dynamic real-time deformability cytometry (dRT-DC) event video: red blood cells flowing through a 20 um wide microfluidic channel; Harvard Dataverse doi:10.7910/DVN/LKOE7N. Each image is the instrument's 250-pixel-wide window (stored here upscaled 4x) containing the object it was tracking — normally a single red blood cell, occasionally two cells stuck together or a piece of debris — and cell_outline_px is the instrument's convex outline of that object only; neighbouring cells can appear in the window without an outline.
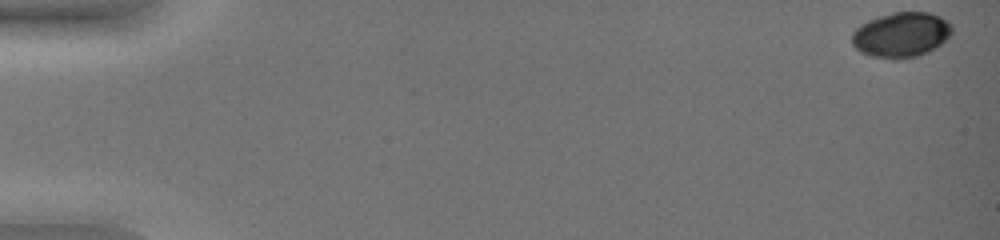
{"species": "common noctule bat (a hibernating species)", "species_latin": "Nyctalus noctula", "temperature_condition": "warm", "stored_images_in_passage": 49, "camera_frame_rate_fps": 3000, "um_per_image_px": 0.085, "animal": {"sex": "female", "body_mass_g": 19.0, "forearm_length_mm": 51.5}, "frame": {"image": 1, "passage_image": 1, "time_ms": 0.0, "image_size_px": [1000, 240], "cell_outline_px": [[952, 32], [936, 48], [928, 52], [916, 56], [896, 60], [892, 60], [872, 56], [860, 52], [852, 44], [852, 32], [860, 24], [868, 20], [892, 12], [928, 12], [940, 16], [952, 24]], "centroid_in_image_um": [76.59, 2.96], "position_along_channel_um": 8.4, "area_um2": 26.41}}
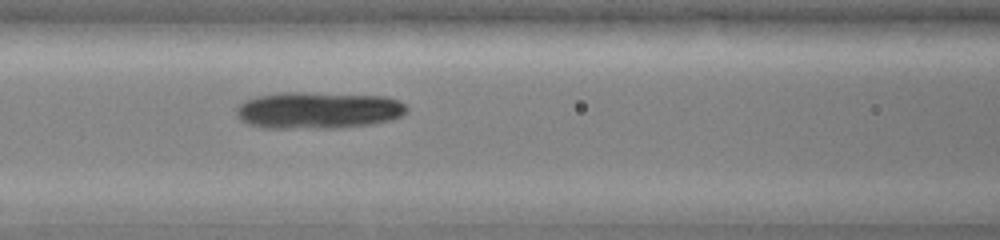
{"frame": {"image": 2, "passage_image": 24, "time_ms": 7.667, "image_size_px": [1000, 240], "cell_outline_px": [[408, 112], [404, 116], [392, 120], [372, 124], [344, 128], [260, 128], [248, 124], [240, 120], [236, 116], [236, 108], [244, 100], [256, 96], [280, 92], [304, 92], [384, 96], [400, 100], [408, 108]], "centroid_in_image_um": [27.06, 9.38], "position_along_channel_um": 139.5, "area_um2": 37.28}}
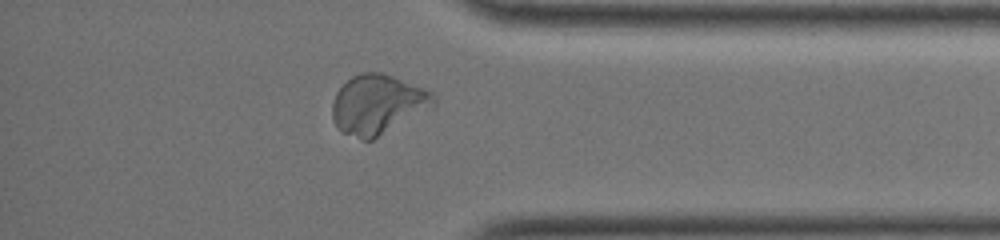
{"frame": {"image": 3, "passage_image": 44, "time_ms": 14.333, "image_size_px": [1000, 240], "cell_outline_px": [[436, 104], [372, 140], [360, 140], [340, 132], [336, 128], [332, 120], [332, 104], [336, 92], [352, 76], [360, 72], [380, 72], [392, 76], [424, 88], [432, 92], [436, 96]], "centroid_in_image_um": [32.06, 8.88], "position_along_channel_um": 403.1, "area_um2": 35.03}}